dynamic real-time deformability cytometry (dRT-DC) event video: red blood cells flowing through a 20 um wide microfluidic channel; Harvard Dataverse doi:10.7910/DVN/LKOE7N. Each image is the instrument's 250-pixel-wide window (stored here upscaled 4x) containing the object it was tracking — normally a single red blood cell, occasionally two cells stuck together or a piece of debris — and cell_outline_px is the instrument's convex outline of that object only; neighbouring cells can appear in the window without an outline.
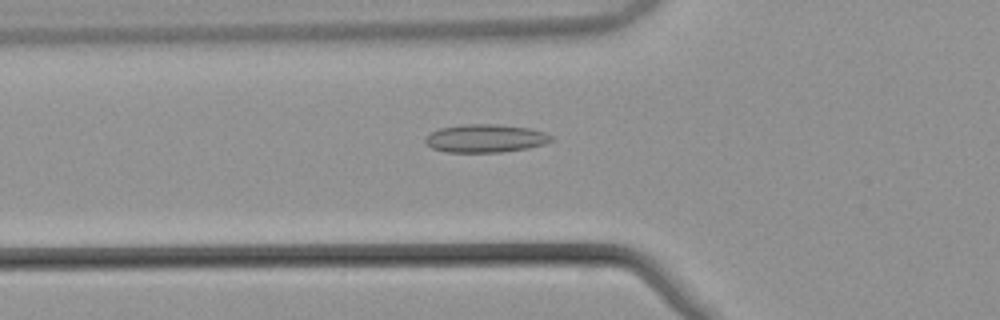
{"species": "common noctule bat (a hibernating species)", "species_latin": "Nyctalus noctula", "temperature_condition": "warm", "stored_images_in_passage": 39, "camera_frame_rate_fps": 3000, "um_per_image_px": 0.085, "animal": {"sex": "male", "body_mass_g": 21.5, "forearm_length_mm": 52.0}, "frame": {"image": 1, "passage_image": 5, "time_ms": 1.333, "image_size_px": [1000, 320], "cell_outline_px": [[552, 140], [544, 144], [528, 148], [500, 152], [448, 152], [432, 148], [424, 140], [432, 132], [440, 128], [464, 124], [496, 124], [528, 128], [544, 132], [552, 136]], "centroid_in_image_um": [41.27, 11.76], "position_along_channel_um": 84.5, "area_um2": 20.4}}
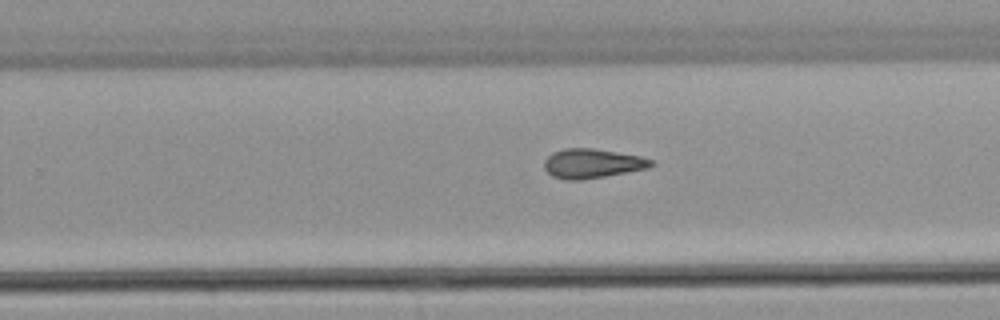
{"frame": {"image": 2, "passage_image": 20, "time_ms": 6.333, "image_size_px": [1000, 320], "cell_outline_px": [[656, 164], [648, 168], [604, 176], [580, 180], [564, 180], [552, 176], [544, 168], [544, 160], [552, 152], [564, 148], [592, 148], [640, 156], [656, 160]], "centroid_in_image_um": [50.34, 13.89], "position_along_channel_um": 279.5, "area_um2": 18.38}}
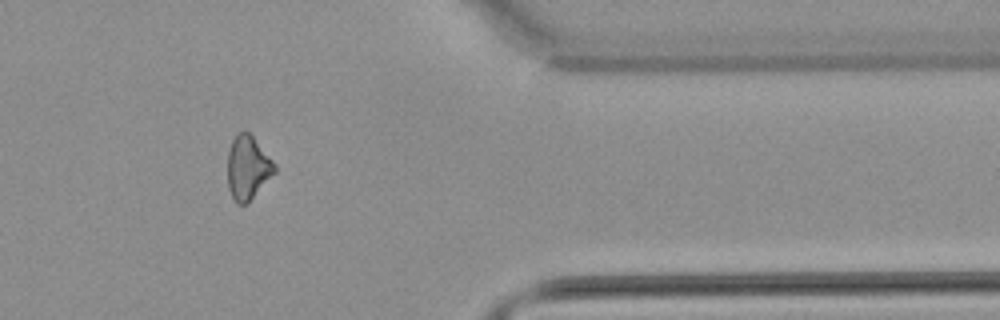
{"frame": {"image": 3, "passage_image": 30, "time_ms": 9.667, "image_size_px": [1000, 320], "cell_outline_px": [[276, 172], [244, 204], [236, 204], [228, 188], [228, 152], [232, 140], [236, 132], [244, 128], [252, 136], [276, 164]], "centroid_in_image_um": [21.04, 14.19], "position_along_channel_um": 390.4, "area_um2": 17.28}, "authors_computed_cell_mechanics": {"area_um2": 18.0914, "velocity_mm_per_s": 3.8959, "shape_relaxation_time_tau1_ms": null, "shape_relaxation_time_tau2_ms": 4.3956, "deformation_change_tau1": null, "deformation_change_tau2": 0.1217}}